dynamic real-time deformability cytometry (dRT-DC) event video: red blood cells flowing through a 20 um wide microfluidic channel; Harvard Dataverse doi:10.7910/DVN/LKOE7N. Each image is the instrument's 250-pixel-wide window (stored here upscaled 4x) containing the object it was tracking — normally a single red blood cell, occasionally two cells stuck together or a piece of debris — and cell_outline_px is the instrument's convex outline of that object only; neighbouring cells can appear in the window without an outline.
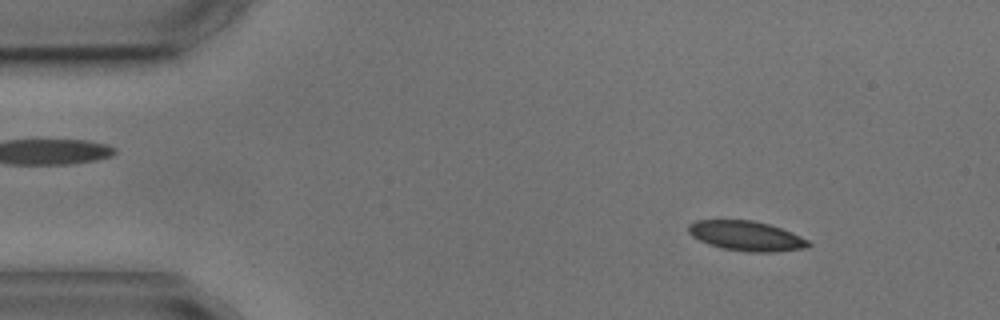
{"species": "common noctule bat (a hibernating species)", "species_latin": "Nyctalus noctula", "temperature_condition": "cold", "stored_images_in_passage": 6, "camera_frame_rate_fps": 3000, "um_per_image_px": 0.085, "animal": {"sex": "male", "body_mass_g": 17.9, "forearm_length_mm": 54.2}, "frame": {"image": 1, "passage_image": 1, "time_ms": 0.0, "image_size_px": [1000, 320], "cell_outline_px": [[812, 244], [808, 248], [776, 252], [748, 252], [724, 248], [708, 244], [692, 236], [688, 232], [688, 224], [696, 220], [752, 220], [768, 224], [792, 232], [808, 240]], "centroid_in_image_um": [63.46, 20.05], "position_along_channel_um": 21.5, "area_um2": 20.87}}